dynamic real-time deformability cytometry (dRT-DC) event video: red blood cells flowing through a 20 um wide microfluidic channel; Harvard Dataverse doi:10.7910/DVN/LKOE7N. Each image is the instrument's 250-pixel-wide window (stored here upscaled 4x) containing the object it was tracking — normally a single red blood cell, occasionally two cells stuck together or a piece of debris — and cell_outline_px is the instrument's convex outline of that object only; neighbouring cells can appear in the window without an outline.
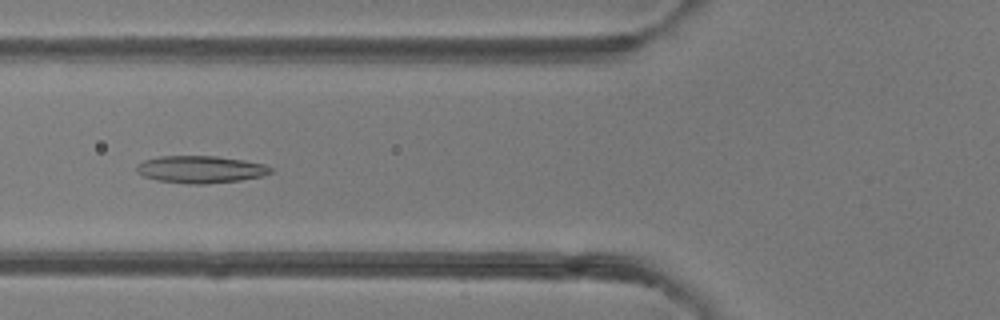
{"species": "common noctule bat (a hibernating species)", "species_latin": "Nyctalus noctula", "temperature_condition": "room temperature", "stored_images_in_passage": 5, "camera_frame_rate_fps": 3000, "um_per_image_px": 0.085, "animal": {"sex": "female"}, "frame": {"image": 1, "passage_image": 5, "time_ms": 5.333, "image_size_px": [1000, 320], "cell_outline_px": [[272, 172], [264, 176], [240, 180], [204, 184], [188, 184], [156, 180], [144, 176], [136, 172], [136, 164], [144, 160], [160, 156], [216, 156], [244, 160], [264, 164], [272, 168]], "centroid_in_image_um": [17.03, 14.4], "position_along_channel_um": 108.8, "area_um2": 21.39}}